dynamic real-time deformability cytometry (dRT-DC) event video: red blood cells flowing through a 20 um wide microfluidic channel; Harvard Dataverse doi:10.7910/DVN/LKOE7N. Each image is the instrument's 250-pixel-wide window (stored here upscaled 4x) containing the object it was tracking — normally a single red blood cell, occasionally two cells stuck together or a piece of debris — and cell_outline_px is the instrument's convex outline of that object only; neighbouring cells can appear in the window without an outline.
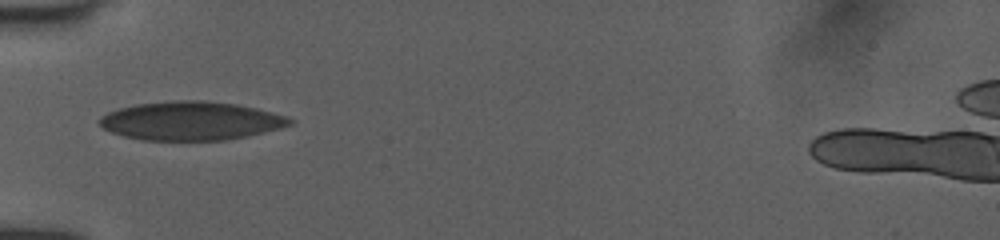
{"species": "human", "species_latin": "Homo sapiens", "temperature_condition": "room temperature", "stored_images_in_passage": 34, "camera_frame_rate_fps": 3000, "um_per_image_px": 0.085, "donor": {"sex": "female"}, "frame": {"image": 1, "passage_image": 1, "time_ms": 0.0, "image_size_px": [1000, 240], "cell_outline_px": [[292, 124], [280, 128], [244, 136], [224, 140], [144, 140], [124, 136], [112, 132], [104, 128], [96, 120], [100, 116], [108, 112], [120, 108], [136, 104], [172, 100], [200, 100], [236, 104], [256, 108], [288, 116], [292, 120]], "centroid_in_image_um": [16.2, 10.26], "position_along_channel_um": 68.8, "area_um2": 42.66}}
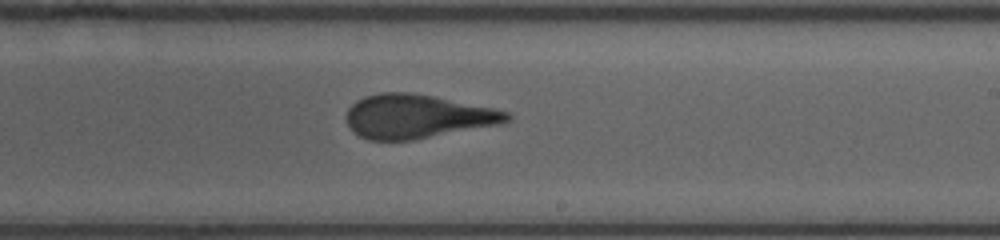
{"frame": {"image": 2, "passage_image": 15, "time_ms": 4.667, "image_size_px": [1000, 240], "cell_outline_px": [[512, 116], [508, 120], [500, 124], [412, 140], [368, 140], [360, 136], [348, 124], [348, 108], [356, 100], [364, 96], [380, 92], [408, 92], [432, 96], [492, 108], [508, 112]], "centroid_in_image_um": [35.44, 9.89], "position_along_channel_um": 253.6, "area_um2": 40.46}}
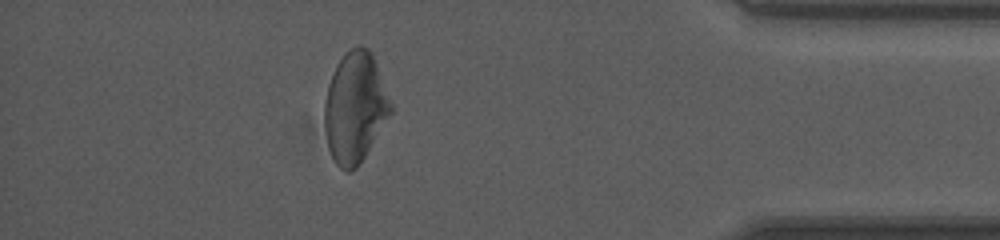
{"frame": {"image": 3, "passage_image": 29, "time_ms": 9.333, "image_size_px": [1000, 240], "cell_outline_px": [[392, 112], [360, 164], [352, 172], [344, 172], [336, 164], [328, 148], [324, 124], [324, 100], [328, 84], [336, 64], [348, 48], [356, 44], [360, 44], [368, 48], [372, 52], [392, 104]], "centroid_in_image_um": [30.16, 9.12], "position_along_channel_um": 405.0, "area_um2": 43.12}, "authors_computed_cell_mechanics": {"area_um2": 41.6449, "velocity_mm_per_s": 3.9876, "shape_relaxation_time_tau1_ms": null, "shape_relaxation_time_tau2_ms": 0.7734, "deformation_change_tau1": null, "deformation_change_tau2": 0.0888}}